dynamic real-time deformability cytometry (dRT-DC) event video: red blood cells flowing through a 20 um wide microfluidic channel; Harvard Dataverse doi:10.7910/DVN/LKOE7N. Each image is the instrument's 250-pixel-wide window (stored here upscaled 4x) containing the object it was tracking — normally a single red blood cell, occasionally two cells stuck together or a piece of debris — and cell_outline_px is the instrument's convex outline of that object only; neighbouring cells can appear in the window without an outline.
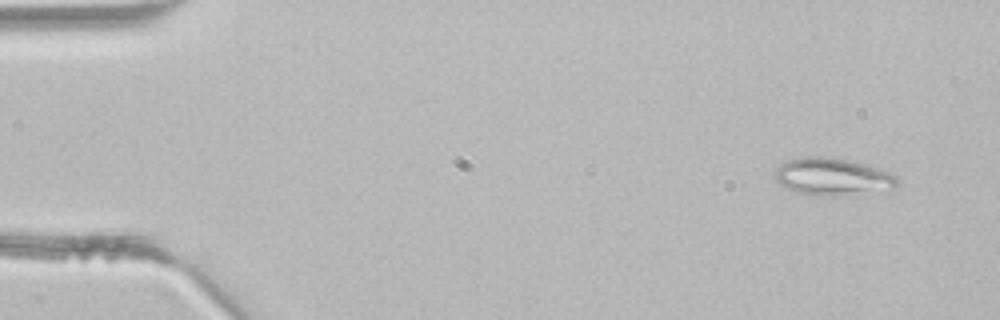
{"species": "common noctule bat (a hibernating species)", "species_latin": "Nyctalus noctula", "temperature_condition": "room temperature", "stored_images_in_passage": 2, "camera_frame_rate_fps": 3000, "um_per_image_px": 0.085, "animal": {"sex": "male", "body_mass_g": 21.5, "forearm_length_mm": 52.0}, "frame": {"image": 1, "passage_image": 1, "time_ms": 0.0, "image_size_px": [1000, 320], "cell_outline_px": [[900, 180], [892, 188], [844, 196], [820, 196], [796, 192], [784, 188], [772, 176], [776, 168], [780, 164], [788, 160], [804, 156], [820, 156], [848, 160], [880, 168], [896, 176]], "centroid_in_image_um": [70.71, 15.02], "position_along_channel_um": 14.3, "area_um2": 26.76}}